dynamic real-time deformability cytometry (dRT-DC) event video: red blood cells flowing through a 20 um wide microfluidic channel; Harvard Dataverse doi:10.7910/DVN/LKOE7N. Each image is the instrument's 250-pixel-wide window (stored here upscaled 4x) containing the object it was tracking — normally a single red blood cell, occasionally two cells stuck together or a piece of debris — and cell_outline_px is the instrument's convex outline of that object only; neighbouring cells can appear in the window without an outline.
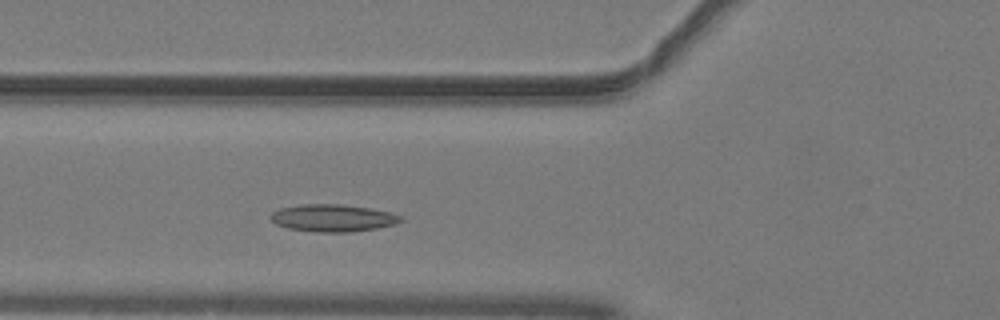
{"species": "common noctule bat (a hibernating species)", "species_latin": "Nyctalus noctula", "temperature_condition": "warm", "stored_images_in_passage": 40, "camera_frame_rate_fps": 3000, "um_per_image_px": 0.085, "animal": {"sex": "male", "body_mass_g": 19.2, "forearm_length_mm": 51.8}, "frame": {"image": 1, "passage_image": 8, "time_ms": 2.333, "image_size_px": [1000, 320], "cell_outline_px": [[404, 220], [396, 224], [376, 228], [348, 232], [316, 232], [288, 228], [276, 224], [268, 216], [272, 212], [280, 208], [300, 204], [340, 204], [368, 208], [388, 212], [400, 216]], "centroid_in_image_um": [28.25, 18.53], "position_along_channel_um": 97.5, "area_um2": 20.58}}
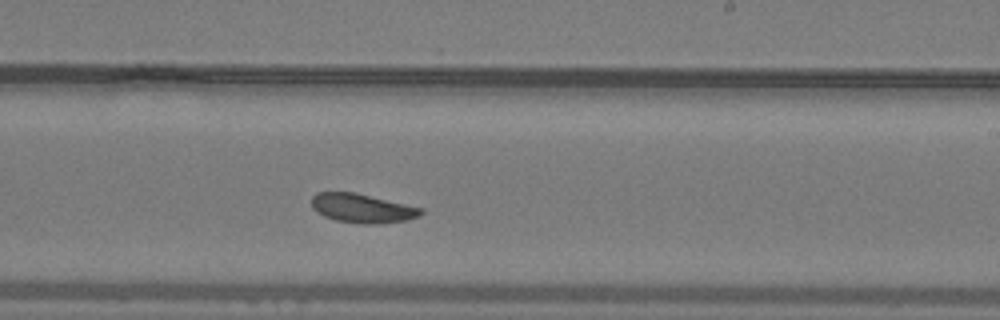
{"frame": {"image": 2, "passage_image": 20, "time_ms": 6.333, "image_size_px": [1000, 320], "cell_outline_px": [[424, 212], [420, 216], [408, 220], [380, 224], [360, 224], [336, 220], [324, 216], [316, 212], [312, 208], [312, 196], [316, 192], [352, 192], [424, 208]], "centroid_in_image_um": [30.8, 17.72], "position_along_channel_um": 258.2, "area_um2": 18.61}}
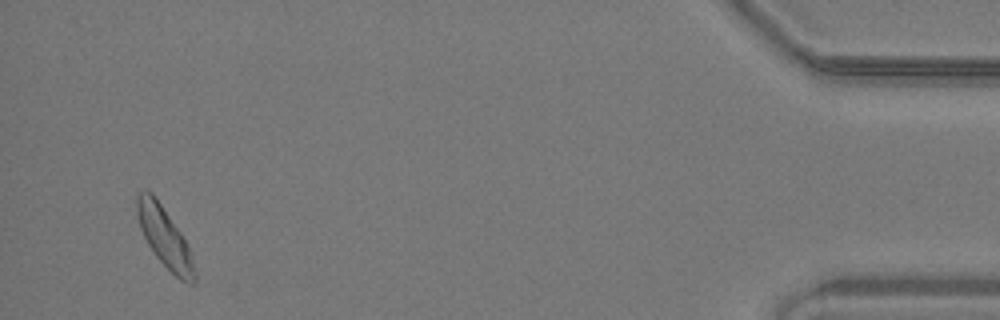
{"frame": {"image": 3, "passage_image": 38, "time_ms": 12.333, "image_size_px": [1000, 320], "cell_outline_px": [[196, 284], [188, 284], [180, 280], [156, 256], [148, 244], [140, 228], [136, 212], [136, 196], [140, 192], [152, 192], [180, 232], [192, 256], [196, 272]], "centroid_in_image_um": [14.0, 20.21], "position_along_channel_um": 421.2, "area_um2": 19.71}, "authors_computed_cell_mechanics": {"area_um2": 18.8717, "velocity_mm_per_s": 4.0153, "shape_relaxation_time_tau1_ms": 2.944, "shape_relaxation_time_tau2_ms": 3.6858, "deformation_change_tau1": 0.1065, "deformation_change_tau2": 0.0954}}